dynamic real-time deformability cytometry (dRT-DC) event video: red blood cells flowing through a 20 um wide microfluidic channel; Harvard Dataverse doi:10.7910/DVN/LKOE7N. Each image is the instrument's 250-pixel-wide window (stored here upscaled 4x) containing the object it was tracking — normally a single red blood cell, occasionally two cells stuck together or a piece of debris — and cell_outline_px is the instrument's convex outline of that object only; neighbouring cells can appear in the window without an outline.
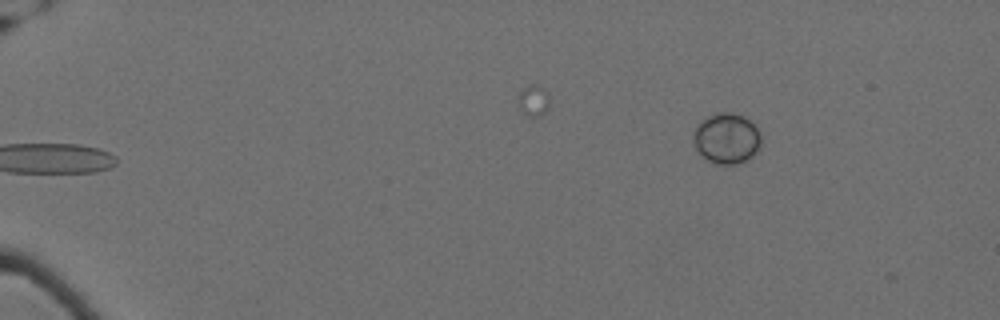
{"species": "Egyptian fruit bat (a non-hibernating species)", "species_latin": "Rousettus aegyptiacus", "temperature_condition": "cold", "stored_images_in_passage": 13, "camera_frame_rate_fps": 3000, "um_per_image_px": 0.085, "animal": {"sex": "female"}, "frame": {"image": 1, "passage_image": 1, "time_ms": 0.0, "image_size_px": [1000, 320], "cell_outline_px": [[760, 148], [752, 156], [736, 164], [716, 164], [700, 156], [696, 148], [696, 124], [700, 120], [716, 112], [732, 112], [744, 116], [760, 132]], "centroid_in_image_um": [61.77, 11.75], "position_along_channel_um": 23.2, "area_um2": 19.77}}
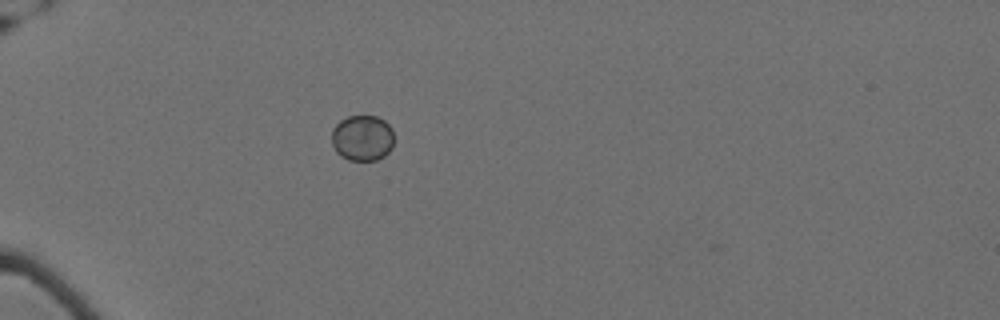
{"frame": {"image": 2, "passage_image": 12, "time_ms": 3.667, "image_size_px": [1000, 320], "cell_outline_px": [[392, 148], [384, 156], [376, 160], [348, 160], [340, 156], [336, 152], [332, 144], [332, 128], [340, 120], [348, 116], [376, 116], [384, 120], [392, 128]], "centroid_in_image_um": [30.78, 11.73], "position_along_channel_um": 54.2, "area_um2": 16.7}}